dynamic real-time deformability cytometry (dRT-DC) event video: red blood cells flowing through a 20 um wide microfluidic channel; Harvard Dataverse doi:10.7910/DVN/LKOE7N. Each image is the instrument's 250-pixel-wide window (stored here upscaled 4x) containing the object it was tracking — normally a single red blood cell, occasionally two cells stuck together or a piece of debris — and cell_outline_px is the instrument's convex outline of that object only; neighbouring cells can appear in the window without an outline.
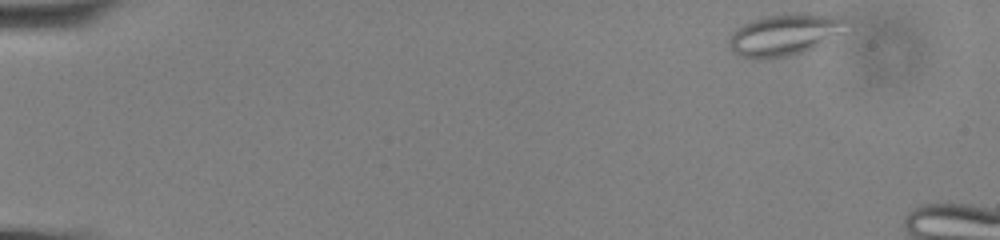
{"species": "common noctule bat (a hibernating species)", "species_latin": "Nyctalus noctula", "temperature_condition": "cold", "stored_images_in_passage": 49, "camera_frame_rate_fps": 3000, "um_per_image_px": 0.085, "animal": {"sex": "male", "body_mass_g": 13.0, "forearm_length_mm": 53.1}, "frame": {"image": 1, "passage_image": 1, "time_ms": 0.0, "image_size_px": [1000, 240], "cell_outline_px": [[856, 24], [852, 32], [812, 48], [788, 56], [756, 60], [736, 56], [732, 52], [728, 44], [728, 40], [732, 32], [736, 28], [752, 20], [764, 16], [784, 12], [812, 12], [844, 16]], "centroid_in_image_um": [66.87, 2.9], "position_along_channel_um": 18.1, "area_um2": 30.46}}
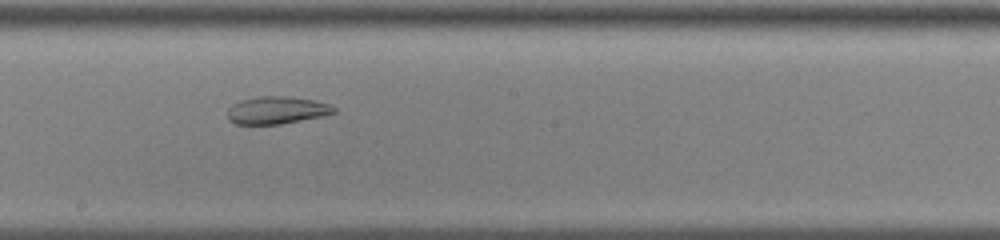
{"frame": {"image": 2, "passage_image": 29, "time_ms": 9.333, "image_size_px": [1000, 240], "cell_outline_px": [[336, 112], [324, 116], [280, 124], [236, 124], [228, 120], [228, 108], [232, 104], [240, 100], [260, 96], [288, 96], [312, 100], [328, 104], [336, 108]], "centroid_in_image_um": [23.51, 9.37], "position_along_channel_um": 224.7, "area_um2": 17.05}}
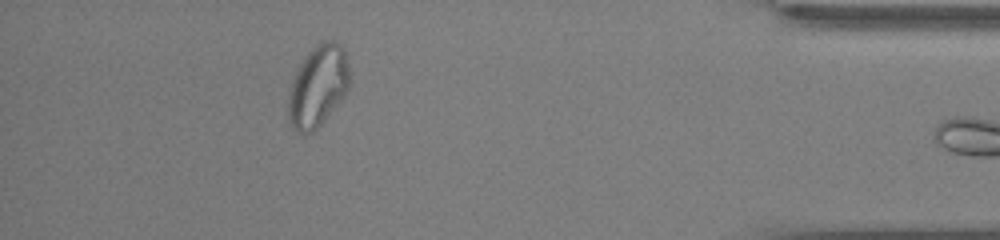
{"frame": {"image": 3, "passage_image": 48, "time_ms": 15.667, "image_size_px": [1000, 240], "cell_outline_px": [[348, 88], [344, 96], [324, 120], [312, 132], [296, 132], [292, 128], [288, 120], [288, 92], [292, 80], [304, 56], [320, 40], [332, 40], [340, 44], [344, 48], [348, 64]], "centroid_in_image_um": [27.0, 7.3], "position_along_channel_um": 408.2, "area_um2": 29.02}}